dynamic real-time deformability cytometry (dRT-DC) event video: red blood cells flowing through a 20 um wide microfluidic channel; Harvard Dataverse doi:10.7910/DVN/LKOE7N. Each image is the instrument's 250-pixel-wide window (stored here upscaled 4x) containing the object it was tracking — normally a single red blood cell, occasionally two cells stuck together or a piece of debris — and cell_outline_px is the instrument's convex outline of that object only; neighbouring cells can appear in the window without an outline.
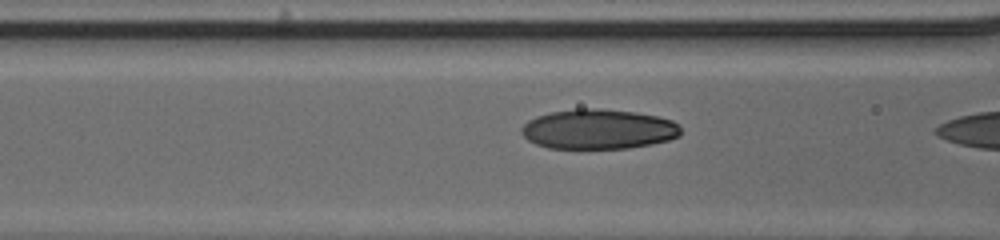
{"species": "human", "species_latin": "Homo sapiens", "temperature_condition": "cold", "stored_images_in_passage": 22, "camera_frame_rate_fps": 3000, "um_per_image_px": 0.085, "donor": {"sex": "male"}, "frame": {"image": 1, "passage_image": 21, "time_ms": 6.667, "image_size_px": [1000, 240], "cell_outline_px": [[680, 136], [668, 140], [628, 148], [548, 148], [536, 144], [528, 140], [520, 132], [520, 128], [528, 120], [536, 116], [552, 112], [576, 108], [600, 108], [636, 112], [660, 116], [672, 120], [680, 128]], "centroid_in_image_um": [50.84, 10.97], "position_along_channel_um": 115.8, "area_um2": 37.11}}